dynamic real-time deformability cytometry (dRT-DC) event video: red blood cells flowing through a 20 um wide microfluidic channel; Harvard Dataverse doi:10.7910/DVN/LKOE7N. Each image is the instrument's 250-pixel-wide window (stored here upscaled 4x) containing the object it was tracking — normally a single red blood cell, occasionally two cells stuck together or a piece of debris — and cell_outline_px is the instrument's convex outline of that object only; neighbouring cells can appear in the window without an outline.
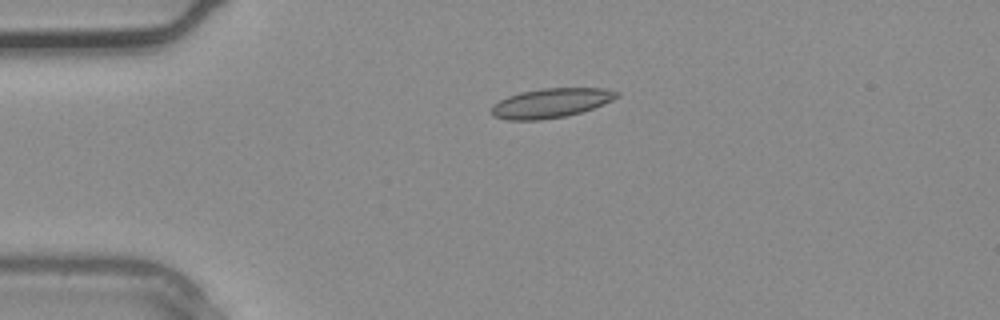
{"species": "common noctule bat (a hibernating species)", "species_latin": "Nyctalus noctula", "temperature_condition": "warm", "stored_images_in_passage": 4, "camera_frame_rate_fps": 3000, "um_per_image_px": 0.085, "animal": {"sex": "male", "body_mass_g": 20.4}, "frame": {"image": 1, "passage_image": 4, "time_ms": 1.0, "image_size_px": [1000, 320], "cell_outline_px": [[620, 96], [612, 100], [592, 108], [580, 112], [564, 116], [540, 120], [508, 120], [492, 116], [492, 104], [508, 96], [520, 92], [540, 88], [604, 88], [620, 92]], "centroid_in_image_um": [46.81, 8.75], "position_along_channel_um": 38.2, "area_um2": 21.44}}